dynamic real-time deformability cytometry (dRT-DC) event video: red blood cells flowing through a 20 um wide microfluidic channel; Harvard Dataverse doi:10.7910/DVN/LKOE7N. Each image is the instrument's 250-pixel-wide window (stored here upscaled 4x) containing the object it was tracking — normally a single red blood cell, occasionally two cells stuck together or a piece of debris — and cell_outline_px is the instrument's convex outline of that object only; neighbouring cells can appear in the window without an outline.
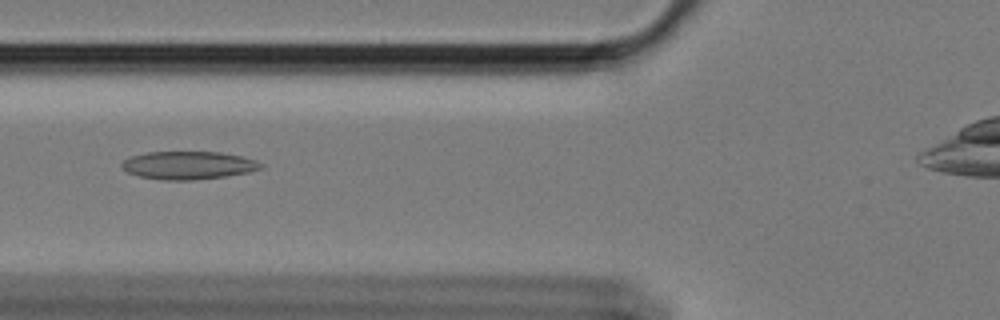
{"species": "Egyptian fruit bat (a non-hibernating species)", "species_latin": "Rousettus aegyptiacus", "temperature_condition": "cold", "stored_images_in_passage": 33, "camera_frame_rate_fps": 3000, "um_per_image_px": 0.085, "animal": {"sex": "female"}, "frame": {"image": 1, "passage_image": 4, "time_ms": 1.0, "image_size_px": [1000, 320], "cell_outline_px": [[264, 168], [252, 172], [228, 176], [192, 180], [160, 180], [140, 176], [128, 172], [120, 164], [124, 160], [132, 156], [148, 152], [220, 152], [244, 156], [256, 160], [264, 164]], "centroid_in_image_um": [16.1, 14.05], "position_along_channel_um": 109.7, "area_um2": 22.89}}
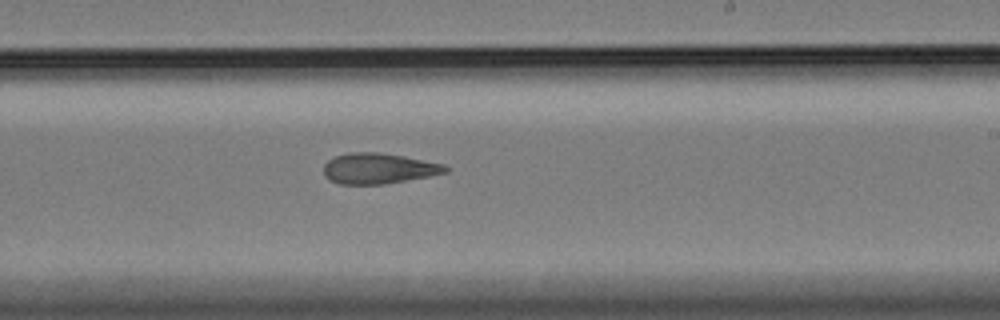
{"frame": {"image": 2, "passage_image": 17, "time_ms": 5.333, "image_size_px": [1000, 320], "cell_outline_px": [[448, 172], [428, 176], [384, 184], [340, 184], [328, 180], [324, 176], [324, 164], [328, 160], [336, 156], [348, 152], [380, 152], [404, 156], [444, 164], [448, 168]], "centroid_in_image_um": [32.14, 14.31], "position_along_channel_um": 256.9, "area_um2": 21.73}}
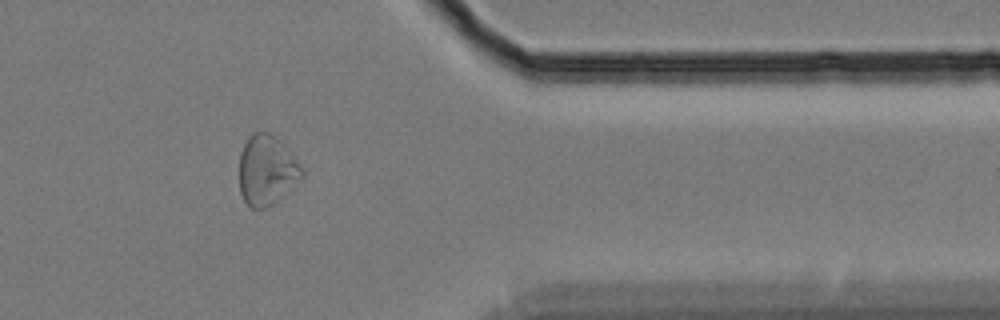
{"frame": {"image": 3, "passage_image": 30, "time_ms": 9.667, "image_size_px": [1000, 320], "cell_outline_px": [[304, 176], [300, 180], [272, 204], [264, 208], [252, 208], [244, 200], [240, 192], [240, 152], [248, 136], [252, 132], [268, 132], [276, 136], [296, 156], [304, 168]], "centroid_in_image_um": [22.7, 14.42], "position_along_channel_um": 388.7, "area_um2": 25.72}}